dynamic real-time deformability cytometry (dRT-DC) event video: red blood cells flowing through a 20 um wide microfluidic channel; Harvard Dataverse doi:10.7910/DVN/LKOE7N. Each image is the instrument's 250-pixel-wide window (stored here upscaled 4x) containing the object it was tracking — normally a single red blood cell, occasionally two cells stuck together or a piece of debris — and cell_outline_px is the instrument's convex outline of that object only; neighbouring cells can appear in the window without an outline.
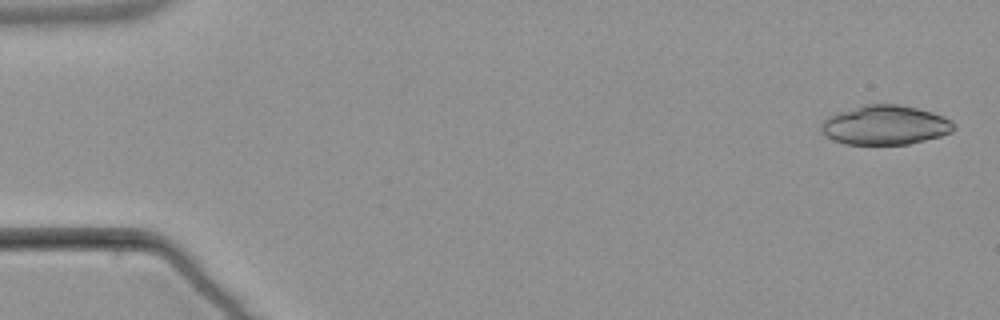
{"species": "common noctule bat (a hibernating species)", "species_latin": "Nyctalus noctula", "temperature_condition": "warm", "stored_images_in_passage": 5, "camera_frame_rate_fps": 3000, "um_per_image_px": 0.085, "animal": {"sex": "male", "body_mass_g": 21.5, "forearm_length_mm": 52.0}, "frame": {"image": 1, "passage_image": 1, "time_ms": 0.0, "image_size_px": [1000, 320], "cell_outline_px": [[956, 128], [952, 132], [940, 136], [908, 144], [844, 144], [832, 140], [820, 132], [820, 124], [828, 116], [836, 112], [864, 104], [900, 104], [932, 112], [944, 116], [952, 120], [956, 124]], "centroid_in_image_um": [75.22, 10.62], "position_along_channel_um": 9.8, "area_um2": 30.81}}
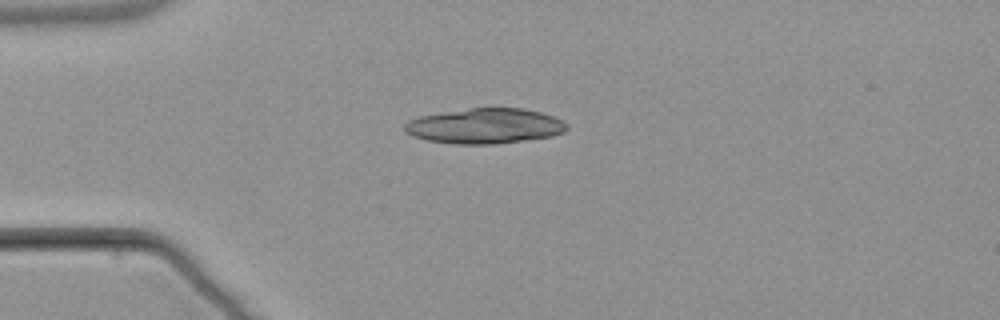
{"frame": {"image": 2, "passage_image": 4, "time_ms": 4.0, "image_size_px": [1000, 320], "cell_outline_px": [[568, 128], [564, 132], [552, 136], [496, 144], [456, 144], [428, 140], [412, 136], [404, 128], [404, 124], [408, 120], [420, 116], [468, 108], [524, 108], [540, 112], [564, 120], [568, 124]], "centroid_in_image_um": [41.25, 10.71], "position_along_channel_um": 43.8, "area_um2": 33.29}}